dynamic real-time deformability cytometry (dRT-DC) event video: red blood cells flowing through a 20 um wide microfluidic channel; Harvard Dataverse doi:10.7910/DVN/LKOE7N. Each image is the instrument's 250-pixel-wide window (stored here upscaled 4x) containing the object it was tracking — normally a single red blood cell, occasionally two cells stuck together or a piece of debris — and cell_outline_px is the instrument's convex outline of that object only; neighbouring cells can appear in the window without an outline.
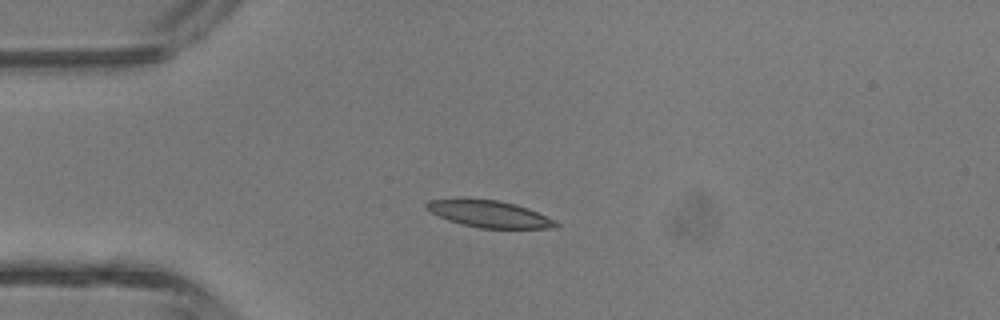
{"species": "common noctule bat (a hibernating species)", "species_latin": "Nyctalus noctula", "temperature_condition": "room temperature", "stored_images_in_passage": 3, "camera_frame_rate_fps": 3000, "um_per_image_px": 0.085, "animal": {"sex": "male", "body_mass_g": 13.3}, "frame": {"image": 1, "passage_image": 2, "time_ms": 1.0, "image_size_px": [1000, 320], "cell_outline_px": [[560, 224], [556, 228], [480, 228], [460, 224], [448, 220], [424, 208], [424, 204], [428, 200], [460, 196], [500, 200], [516, 204], [528, 208], [556, 220]], "centroid_in_image_um": [41.53, 18.14], "position_along_channel_um": 43.5, "area_um2": 20.98}}